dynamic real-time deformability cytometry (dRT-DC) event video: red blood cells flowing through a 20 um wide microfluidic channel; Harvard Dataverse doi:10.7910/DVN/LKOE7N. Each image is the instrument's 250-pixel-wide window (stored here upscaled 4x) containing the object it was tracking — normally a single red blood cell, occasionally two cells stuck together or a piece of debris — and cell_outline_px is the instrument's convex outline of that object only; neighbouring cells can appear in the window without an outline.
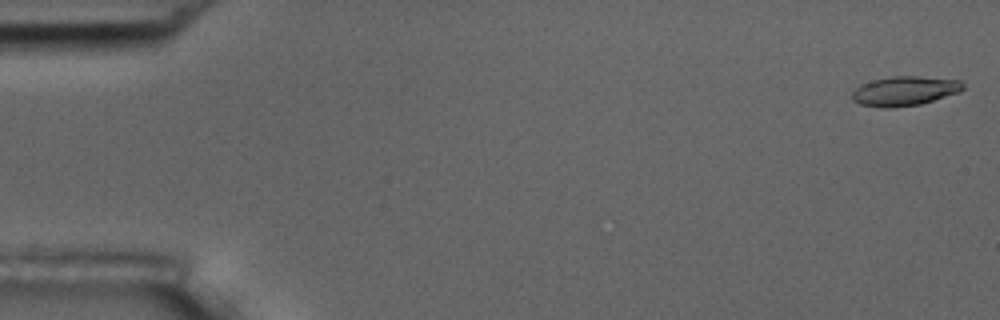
{"species": "common noctule bat (a hibernating species)", "species_latin": "Nyctalus noctula", "temperature_condition": "room temperature", "stored_images_in_passage": 55, "camera_frame_rate_fps": 3000, "um_per_image_px": 0.085, "animal": {"sex": "male", "body_mass_g": 17.5, "forearm_length_mm": 52.3}, "frame": {"image": 1, "passage_image": 1, "time_ms": 0.0, "image_size_px": [1000, 320], "cell_outline_px": [[964, 88], [960, 92], [920, 104], [892, 108], [880, 108], [860, 104], [852, 100], [852, 92], [860, 84], [872, 80], [892, 76], [916, 76], [960, 80], [964, 84]], "centroid_in_image_um": [76.87, 7.74], "position_along_channel_um": 8.1, "area_um2": 19.13}}
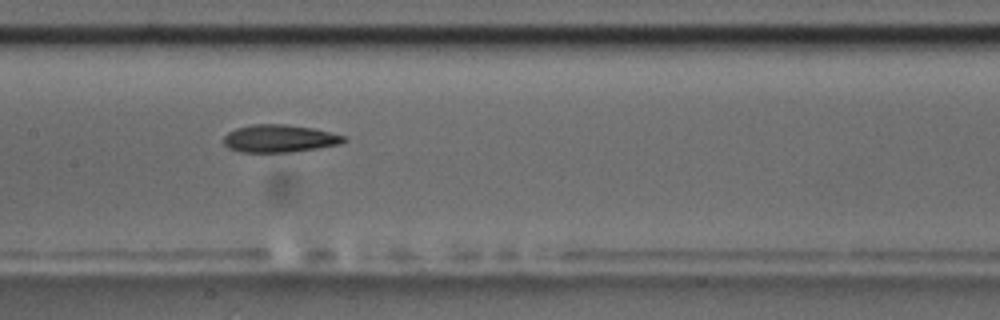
{"frame": {"image": 2, "passage_image": 27, "time_ms": 8.667, "image_size_px": [1000, 320], "cell_outline_px": [[348, 140], [340, 144], [292, 152], [240, 152], [228, 148], [224, 144], [224, 136], [228, 132], [236, 128], [252, 124], [284, 124], [312, 128], [348, 136]], "centroid_in_image_um": [23.76, 11.77], "position_along_channel_um": 183.6, "area_um2": 19.42}}
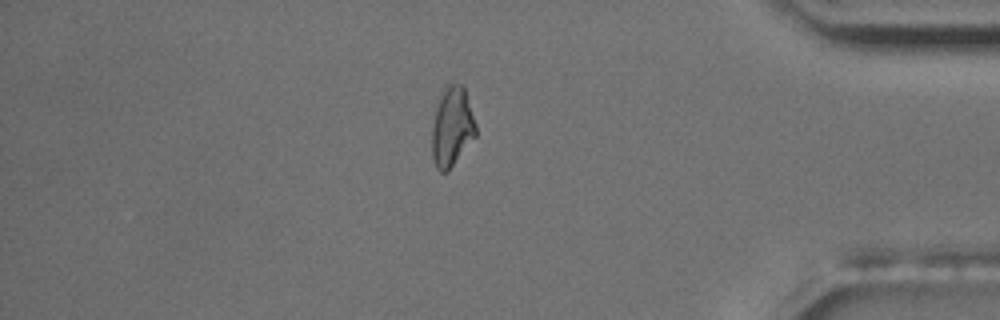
{"frame": {"image": 3, "passage_image": 47, "time_ms": 15.333, "image_size_px": [1000, 320], "cell_outline_px": [[476, 136], [448, 172], [440, 172], [436, 168], [432, 156], [432, 124], [440, 92], [444, 84], [448, 80], [464, 84], [476, 124]], "centroid_in_image_um": [38.41, 10.71], "position_along_channel_um": 396.8, "area_um2": 21.04}, "authors_computed_cell_mechanics": {"area_um2": 19.4208, "velocity_mm_per_s": 3.6616, "shape_relaxation_time_tau1_ms": 8.8869, "shape_relaxation_time_tau2_ms": 4.8794, "deformation_change_tau1": 0.1993, "deformation_change_tau2": 0.1257}}